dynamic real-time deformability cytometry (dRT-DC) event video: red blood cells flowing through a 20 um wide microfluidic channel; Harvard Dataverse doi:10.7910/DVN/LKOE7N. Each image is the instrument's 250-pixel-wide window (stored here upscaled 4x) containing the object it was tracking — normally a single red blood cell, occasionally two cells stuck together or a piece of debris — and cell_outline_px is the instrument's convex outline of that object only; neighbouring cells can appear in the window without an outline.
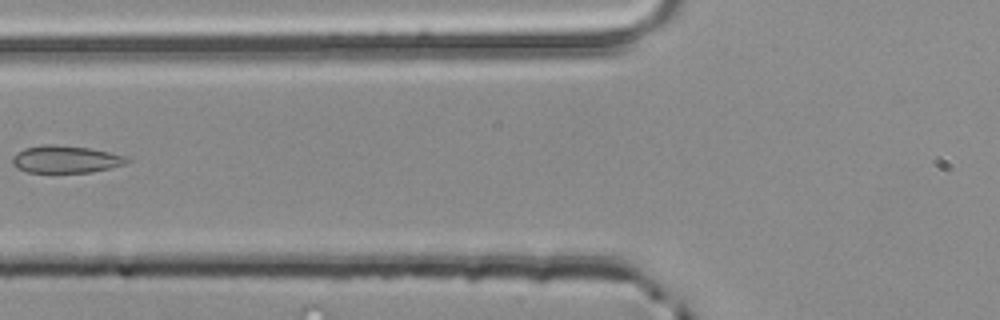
{"species": "common noctule bat (a hibernating species)", "species_latin": "Nyctalus noctula", "temperature_condition": "room temperature", "stored_images_in_passage": 4, "camera_frame_rate_fps": 3000, "um_per_image_px": 0.085, "animal": {"sex": "male", "body_mass_g": 20.4}, "frame": {"image": 1, "passage_image": 4, "time_ms": 1.0, "image_size_px": [1000, 320], "cell_outline_px": [[132, 160], [124, 164], [112, 168], [92, 172], [28, 172], [16, 168], [12, 164], [12, 156], [16, 152], [24, 148], [44, 144], [52, 144], [88, 148], [128, 156]], "centroid_in_image_um": [5.58, 13.54], "position_along_channel_um": 120.2, "area_um2": 18.38}}